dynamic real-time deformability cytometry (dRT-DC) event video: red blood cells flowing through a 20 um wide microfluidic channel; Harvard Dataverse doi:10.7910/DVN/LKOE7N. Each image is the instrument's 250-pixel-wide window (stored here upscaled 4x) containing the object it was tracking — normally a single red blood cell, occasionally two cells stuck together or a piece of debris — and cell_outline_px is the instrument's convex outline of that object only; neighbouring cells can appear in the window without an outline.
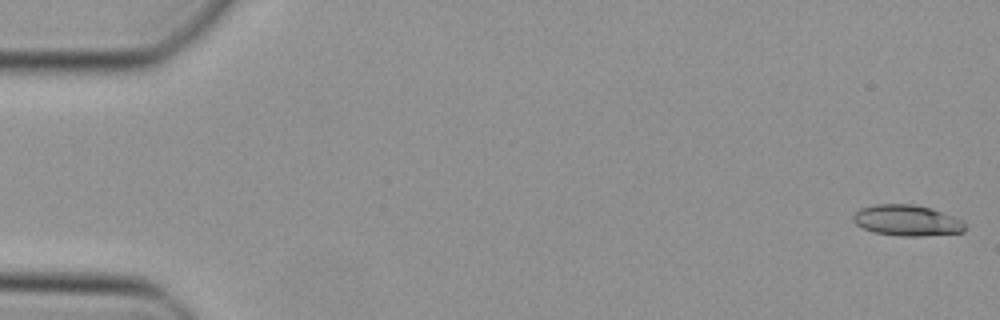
{"species": "Egyptian fruit bat (a non-hibernating species)", "species_latin": "Rousettus aegyptiacus", "temperature_condition": "cold", "stored_images_in_passage": 48, "camera_frame_rate_fps": 3000, "um_per_image_px": 0.085, "animal": {"sex": "female"}, "frame": {"image": 1, "passage_image": 1, "time_ms": 0.0, "image_size_px": [1000, 320], "cell_outline_px": [[964, 232], [924, 236], [900, 236], [872, 232], [856, 224], [852, 220], [852, 216], [860, 208], [876, 204], [916, 204], [932, 208], [964, 220]], "centroid_in_image_um": [77.1, 18.73], "position_along_channel_um": 7.9, "area_um2": 20.35}}
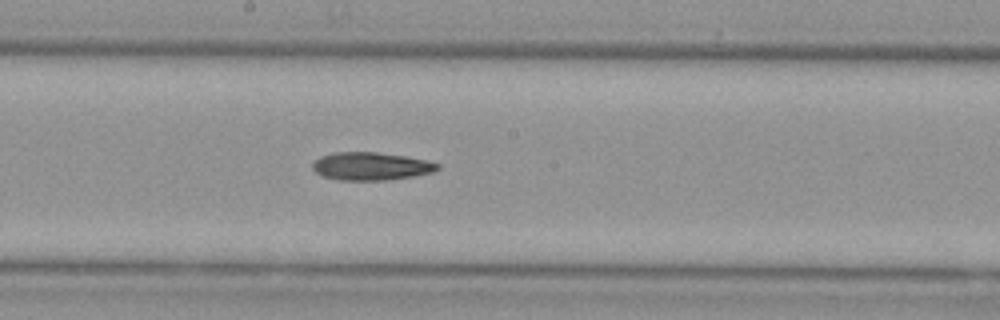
{"frame": {"image": 2, "passage_image": 26, "time_ms": 8.333, "image_size_px": [1000, 320], "cell_outline_px": [[440, 168], [432, 172], [412, 176], [384, 180], [336, 180], [324, 176], [316, 172], [312, 168], [312, 164], [320, 156], [332, 152], [376, 152], [404, 156], [428, 160], [440, 164]], "centroid_in_image_um": [31.52, 14.12], "position_along_channel_um": 216.7, "area_um2": 20.29}}
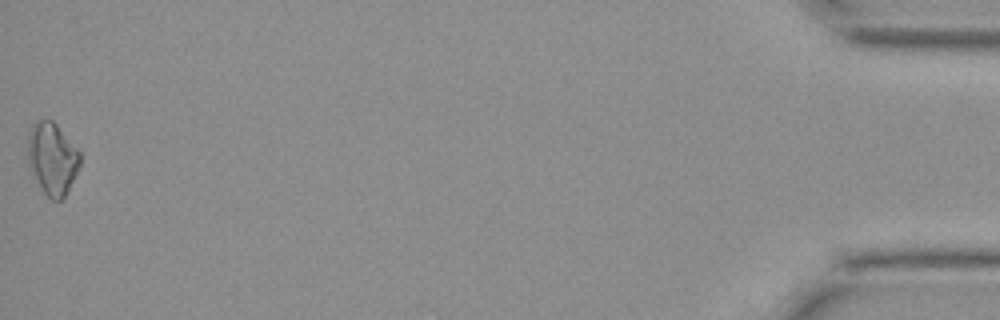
{"frame": {"image": 3, "passage_image": 48, "time_ms": 15.667, "image_size_px": [1000, 320], "cell_outline_px": [[80, 164], [64, 196], [60, 200], [52, 200], [44, 192], [28, 164], [28, 132], [32, 124], [40, 120], [52, 120], [56, 124], [80, 152]], "centroid_in_image_um": [4.43, 13.44], "position_along_channel_um": 430.8, "area_um2": 21.39}}